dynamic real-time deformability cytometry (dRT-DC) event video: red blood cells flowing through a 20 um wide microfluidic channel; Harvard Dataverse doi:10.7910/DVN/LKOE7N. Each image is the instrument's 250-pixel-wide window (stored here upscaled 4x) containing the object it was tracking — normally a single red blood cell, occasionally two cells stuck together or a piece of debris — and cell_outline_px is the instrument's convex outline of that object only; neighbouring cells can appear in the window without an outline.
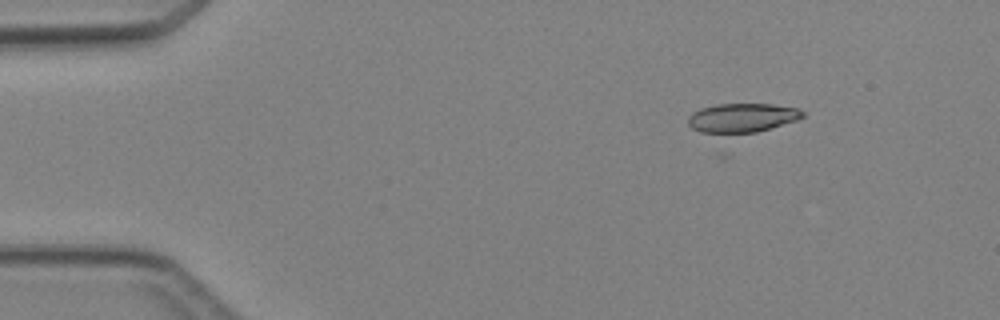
{"species": "Egyptian fruit bat (a non-hibernating species)", "species_latin": "Rousettus aegyptiacus", "temperature_condition": "cold", "stored_images_in_passage": 3, "camera_frame_rate_fps": 3000, "um_per_image_px": 0.085, "animal": {"sex": "female"}, "frame": {"image": 1, "passage_image": 1, "time_ms": 0.0, "image_size_px": [1000, 320], "cell_outline_px": [[804, 116], [796, 120], [756, 132], [700, 132], [692, 128], [688, 124], [688, 116], [692, 112], [700, 108], [716, 104], [772, 104], [800, 108], [804, 112]], "centroid_in_image_um": [63.07, 9.99], "position_along_channel_um": 21.9, "area_um2": 19.19}}